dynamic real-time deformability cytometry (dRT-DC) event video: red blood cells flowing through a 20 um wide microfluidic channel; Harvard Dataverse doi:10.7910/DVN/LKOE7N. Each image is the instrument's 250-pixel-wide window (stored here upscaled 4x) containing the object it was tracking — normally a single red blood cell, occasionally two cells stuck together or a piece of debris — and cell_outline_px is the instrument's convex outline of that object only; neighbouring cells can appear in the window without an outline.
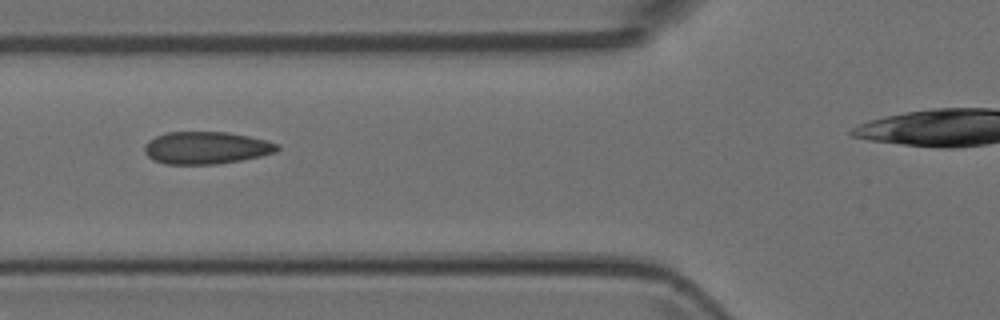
{"species": "Egyptian fruit bat (a non-hibernating species)", "species_latin": "Rousettus aegyptiacus", "temperature_condition": "room temperature", "stored_images_in_passage": 6, "camera_frame_rate_fps": 3000, "um_per_image_px": 0.085, "animal": {"sex": "female"}, "frame": {"image": 1, "passage_image": 5, "time_ms": 1.333, "image_size_px": [1000, 320], "cell_outline_px": [[280, 148], [276, 152], [260, 156], [240, 160], [216, 164], [164, 164], [152, 160], [144, 152], [144, 144], [148, 140], [156, 136], [168, 132], [228, 132], [268, 140], [280, 144]], "centroid_in_image_um": [17.52, 12.56], "position_along_channel_um": 108.3, "area_um2": 25.2}}